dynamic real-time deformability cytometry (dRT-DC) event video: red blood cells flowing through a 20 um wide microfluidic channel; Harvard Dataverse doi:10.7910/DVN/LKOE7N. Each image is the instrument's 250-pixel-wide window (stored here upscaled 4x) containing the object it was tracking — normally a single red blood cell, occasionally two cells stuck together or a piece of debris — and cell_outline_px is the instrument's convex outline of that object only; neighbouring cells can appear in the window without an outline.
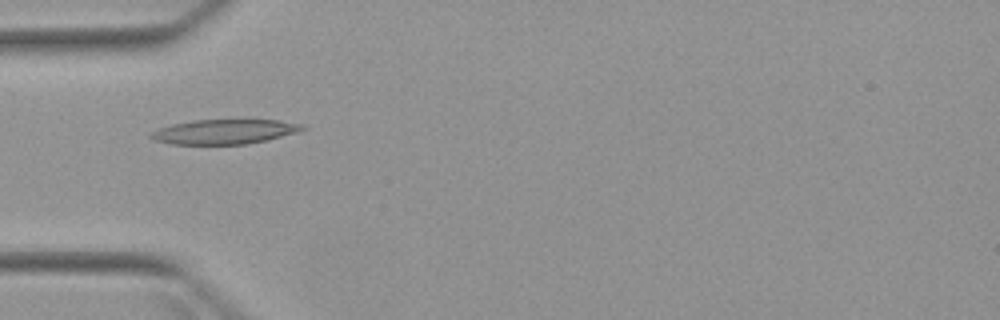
{"species": "Egyptian fruit bat (a non-hibernating species)", "species_latin": "Rousettus aegyptiacus", "temperature_condition": "warm", "stored_images_in_passage": 5, "camera_frame_rate_fps": 3000, "um_per_image_px": 0.085, "animal": {"sex": "female"}, "frame": {"image": 1, "passage_image": 4, "time_ms": 3.667, "image_size_px": [1000, 320], "cell_outline_px": [[308, 128], [300, 132], [268, 140], [244, 144], [172, 144], [156, 140], [148, 136], [152, 132], [160, 128], [172, 124], [192, 120], [280, 120], [304, 124]], "centroid_in_image_um": [19.16, 11.19], "position_along_channel_um": 65.8, "area_um2": 21.85}}
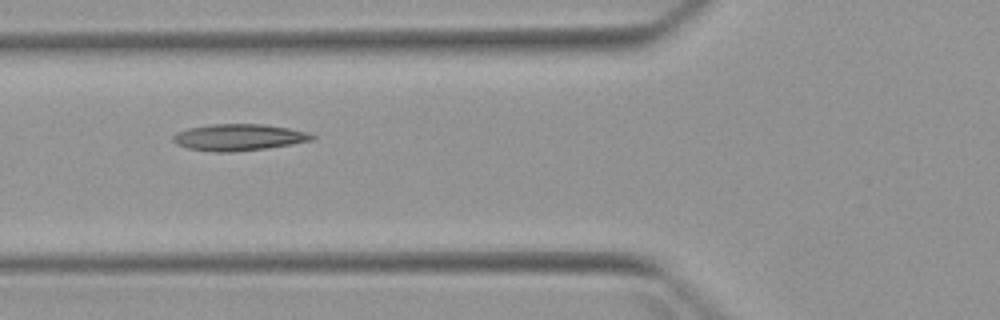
{"frame": {"image": 2, "passage_image": 5, "time_ms": 4.667, "image_size_px": [1000, 320], "cell_outline_px": [[316, 140], [292, 144], [264, 148], [232, 152], [212, 152], [188, 148], [176, 144], [172, 140], [172, 136], [176, 132], [188, 128], [212, 124], [264, 124], [288, 128], [308, 132], [316, 136]], "centroid_in_image_um": [20.29, 11.67], "position_along_channel_um": 105.5, "area_um2": 21.62}}